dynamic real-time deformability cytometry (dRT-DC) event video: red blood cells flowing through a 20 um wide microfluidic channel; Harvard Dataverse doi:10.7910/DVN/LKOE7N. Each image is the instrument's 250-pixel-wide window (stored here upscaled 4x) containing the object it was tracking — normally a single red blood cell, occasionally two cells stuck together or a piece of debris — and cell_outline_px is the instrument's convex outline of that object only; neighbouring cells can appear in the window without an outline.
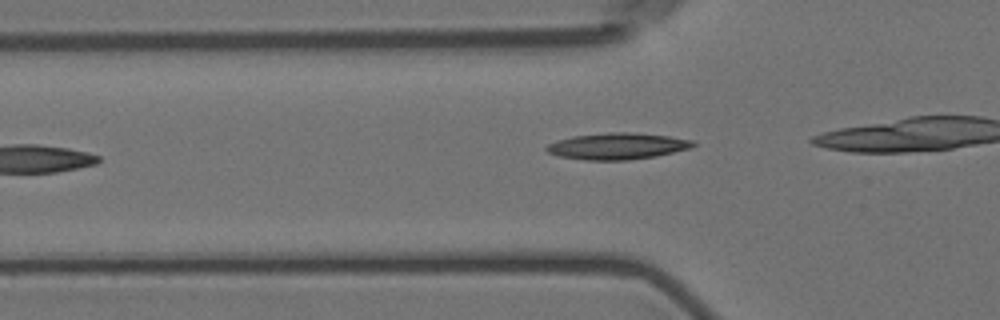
{"species": "Egyptian fruit bat (a non-hibernating species)", "species_latin": "Rousettus aegyptiacus", "temperature_condition": "room temperature", "stored_images_in_passage": 3, "camera_frame_rate_fps": 3000, "um_per_image_px": 0.085, "animal": {"sex": "female"}, "frame": {"image": 1, "passage_image": 3, "time_ms": 2.333, "image_size_px": [1000, 320], "cell_outline_px": [[696, 144], [692, 148], [656, 156], [628, 160], [584, 160], [556, 156], [548, 152], [544, 148], [548, 144], [556, 140], [572, 136], [608, 132], [636, 132], [668, 136], [696, 140]], "centroid_in_image_um": [52.48, 12.42], "position_along_channel_um": 73.3, "area_um2": 22.95}}